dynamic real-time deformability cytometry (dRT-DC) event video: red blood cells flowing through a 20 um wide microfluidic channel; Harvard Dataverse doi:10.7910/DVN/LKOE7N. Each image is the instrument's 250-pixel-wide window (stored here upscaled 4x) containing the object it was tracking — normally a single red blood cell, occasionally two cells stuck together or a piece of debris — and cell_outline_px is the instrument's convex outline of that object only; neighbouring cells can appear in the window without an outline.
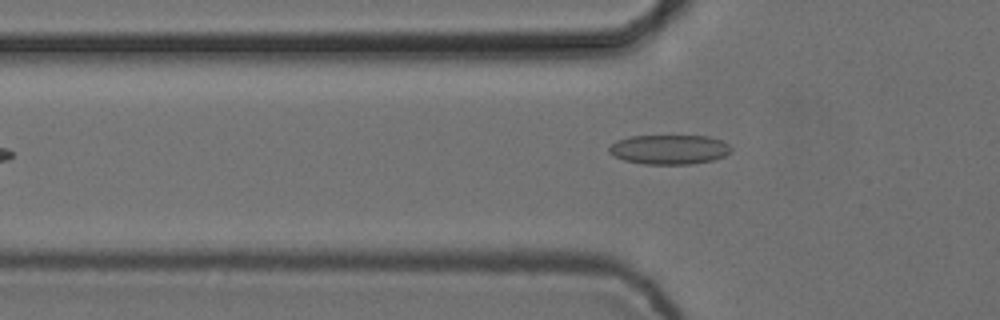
{"species": "common noctule bat (a hibernating species)", "species_latin": "Nyctalus noctula", "temperature_condition": "cold", "stored_images_in_passage": 7, "camera_frame_rate_fps": 3000, "um_per_image_px": 0.085, "animal": {"sex": "female", "body_mass_g": 24.6, "forearm_length_mm": 56.2}, "frame": {"image": 1, "passage_image": 6, "time_ms": 1.667, "image_size_px": [1000, 320], "cell_outline_px": [[732, 152], [724, 156], [712, 160], [692, 164], [644, 164], [624, 160], [608, 152], [608, 148], [616, 140], [628, 136], [708, 136], [720, 140], [728, 144], [732, 148]], "centroid_in_image_um": [56.89, 12.7], "position_along_channel_um": 68.9, "area_um2": 21.04}}